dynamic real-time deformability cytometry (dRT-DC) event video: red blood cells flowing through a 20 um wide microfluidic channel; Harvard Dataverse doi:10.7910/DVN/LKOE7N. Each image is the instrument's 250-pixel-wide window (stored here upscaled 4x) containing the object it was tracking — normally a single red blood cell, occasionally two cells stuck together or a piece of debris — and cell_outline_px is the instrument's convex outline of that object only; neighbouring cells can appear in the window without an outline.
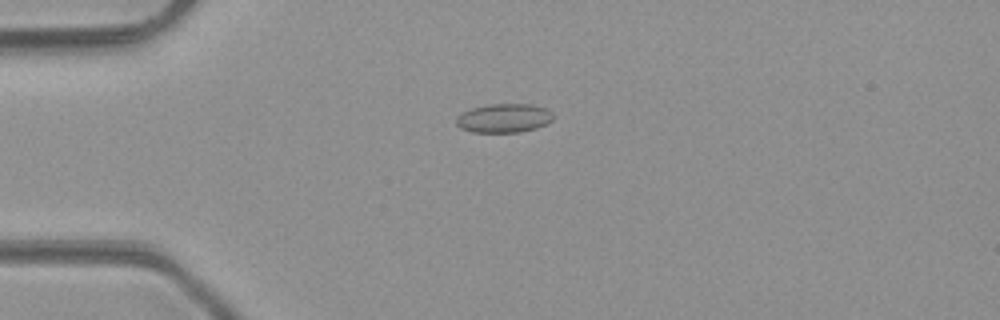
{"species": "common noctule bat (a hibernating species)", "species_latin": "Nyctalus noctula", "temperature_condition": "room temperature", "stored_images_in_passage": 49, "camera_frame_rate_fps": 3000, "um_per_image_px": 0.085, "animal": {"sex": "male", "body_mass_g": 23.1, "forearm_length_mm": 52.7}, "frame": {"image": 1, "passage_image": 13, "time_ms": 4.0, "image_size_px": [1000, 320], "cell_outline_px": [[552, 120], [536, 128], [520, 132], [472, 132], [460, 128], [456, 124], [456, 116], [472, 108], [492, 104], [532, 104], [544, 108], [552, 112]], "centroid_in_image_um": [42.81, 10.04], "position_along_channel_um": 42.2, "area_um2": 16.18}}
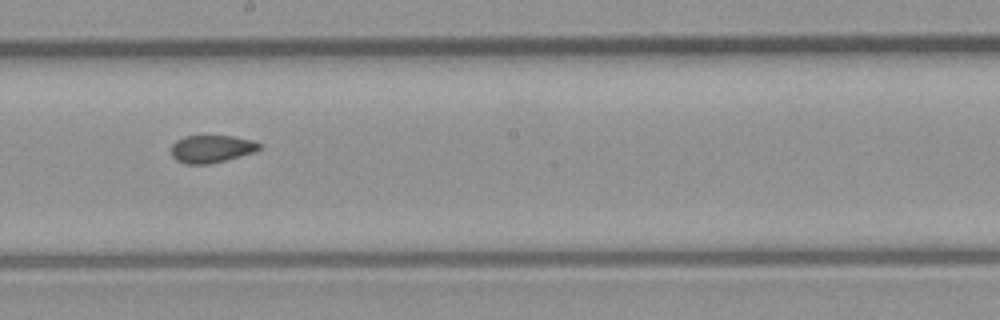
{"frame": {"image": 2, "passage_image": 28, "time_ms": 9.0, "image_size_px": [1000, 320], "cell_outline_px": [[264, 144], [256, 152], [208, 164], [184, 164], [176, 160], [172, 156], [172, 144], [176, 140], [184, 136], [232, 136], [252, 140]], "centroid_in_image_um": [17.99, 12.65], "position_along_channel_um": 230.2, "area_um2": 14.22}}
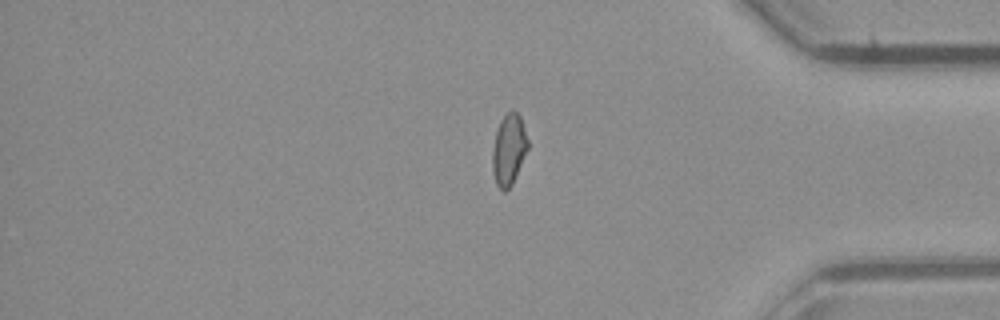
{"frame": {"image": 3, "passage_image": 41, "time_ms": 13.333, "image_size_px": [1000, 320], "cell_outline_px": [[528, 148], [512, 184], [504, 192], [496, 184], [492, 168], [492, 148], [496, 132], [500, 120], [512, 108], [520, 116], [528, 140]], "centroid_in_image_um": [43.24, 12.7], "position_along_channel_um": 392.0, "area_um2": 14.57}, "authors_computed_cell_mechanics": {"area_um2": 14.9124, "velocity_mm_per_s": 4.2678, "shape_relaxation_time_tau1_ms": null, "shape_relaxation_time_tau2_ms": 1.5245, "deformation_change_tau1": null, "deformation_change_tau2": 0.0736}}